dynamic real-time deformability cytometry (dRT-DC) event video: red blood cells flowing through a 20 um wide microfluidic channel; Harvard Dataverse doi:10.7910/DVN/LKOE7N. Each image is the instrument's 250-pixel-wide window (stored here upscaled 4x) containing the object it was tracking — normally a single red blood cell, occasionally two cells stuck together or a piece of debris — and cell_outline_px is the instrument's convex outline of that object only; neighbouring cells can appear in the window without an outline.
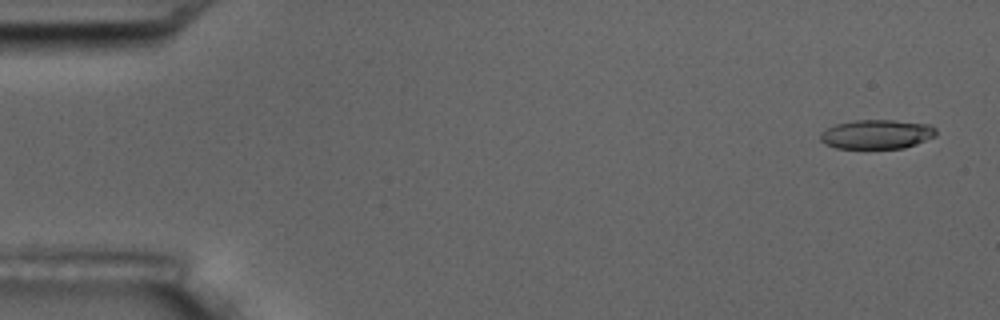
{"species": "common noctule bat (a hibernating species)", "species_latin": "Nyctalus noctula", "temperature_condition": "room temperature", "stored_images_in_passage": 4, "camera_frame_rate_fps": 3000, "um_per_image_px": 0.085, "animal": {"sex": "male", "body_mass_g": 17.5, "forearm_length_mm": 52.3}, "frame": {"image": 1, "passage_image": 1, "time_ms": 0.0, "image_size_px": [1000, 320], "cell_outline_px": [[936, 136], [916, 144], [904, 148], [836, 148], [824, 144], [820, 140], [820, 132], [836, 124], [856, 120], [892, 120], [928, 124], [936, 128]], "centroid_in_image_um": [74.52, 11.41], "position_along_channel_um": 10.5, "area_um2": 19.71}}